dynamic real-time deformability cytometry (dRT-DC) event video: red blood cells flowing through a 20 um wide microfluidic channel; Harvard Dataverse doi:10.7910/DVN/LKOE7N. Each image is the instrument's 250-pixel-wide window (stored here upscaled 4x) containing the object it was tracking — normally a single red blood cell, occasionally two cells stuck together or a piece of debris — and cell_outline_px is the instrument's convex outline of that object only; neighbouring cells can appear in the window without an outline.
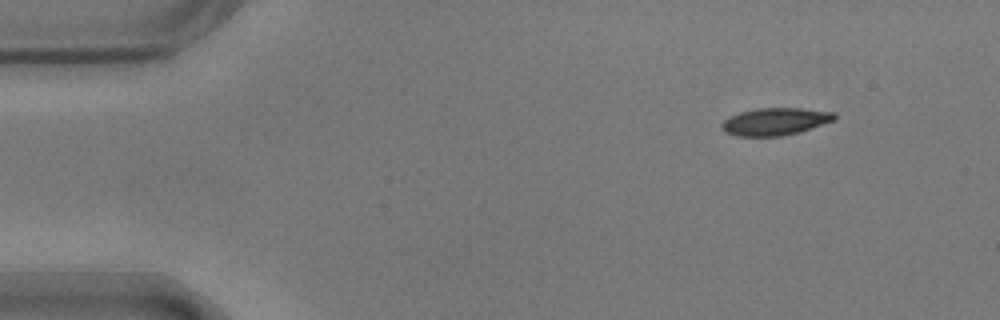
{"species": "common noctule bat (a hibernating species)", "species_latin": "Nyctalus noctula", "temperature_condition": "warm", "stored_images_in_passage": 5, "camera_frame_rate_fps": 3000, "um_per_image_px": 0.085, "animal": {"sex": "male", "body_mass_g": 17.9}, "frame": {"image": 1, "passage_image": 1, "time_ms": 0.0, "image_size_px": [1000, 320], "cell_outline_px": [[836, 120], [800, 132], [780, 136], [736, 136], [724, 132], [720, 128], [720, 124], [728, 116], [740, 112], [760, 108], [800, 108], [832, 112], [836, 116]], "centroid_in_image_um": [65.85, 10.34], "position_along_channel_um": 19.1, "area_um2": 18.09}}